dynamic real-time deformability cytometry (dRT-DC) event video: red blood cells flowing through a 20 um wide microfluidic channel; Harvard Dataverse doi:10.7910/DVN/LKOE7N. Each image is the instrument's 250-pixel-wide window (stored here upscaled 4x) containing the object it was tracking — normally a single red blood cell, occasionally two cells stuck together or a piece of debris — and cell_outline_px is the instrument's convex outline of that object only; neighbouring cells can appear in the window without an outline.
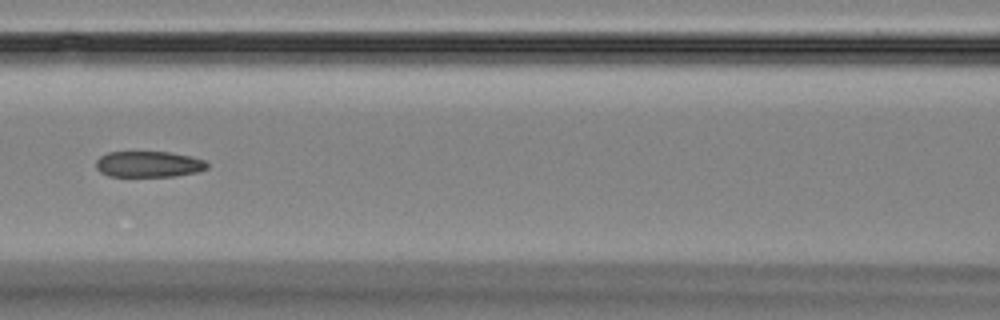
{"species": "Egyptian fruit bat (a non-hibernating species)", "species_latin": "Rousettus aegyptiacus", "temperature_condition": "room temperature", "stored_images_in_passage": 4, "camera_frame_rate_fps": 3000, "um_per_image_px": 0.085, "animal": {"sex": "female"}, "frame": {"image": 1, "passage_image": 3, "time_ms": 2.333, "image_size_px": [1000, 320], "cell_outline_px": [[208, 168], [196, 172], [172, 176], [108, 176], [100, 172], [96, 168], [96, 160], [100, 156], [108, 152], [168, 152], [192, 156], [204, 160], [208, 164]], "centroid_in_image_um": [12.62, 13.95], "position_along_channel_um": 154.0, "area_um2": 16.82}}
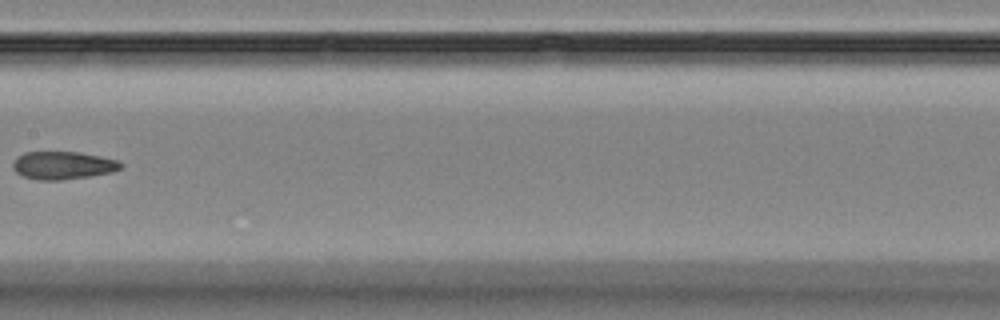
{"frame": {"image": 2, "passage_image": 4, "time_ms": 3.667, "image_size_px": [1000, 320], "cell_outline_px": [[124, 164], [120, 168], [112, 172], [88, 176], [60, 180], [40, 180], [24, 176], [16, 172], [12, 168], [12, 164], [16, 156], [24, 152], [80, 152], [120, 160]], "centroid_in_image_um": [5.35, 14.04], "position_along_channel_um": 202.1, "area_um2": 17.57}}